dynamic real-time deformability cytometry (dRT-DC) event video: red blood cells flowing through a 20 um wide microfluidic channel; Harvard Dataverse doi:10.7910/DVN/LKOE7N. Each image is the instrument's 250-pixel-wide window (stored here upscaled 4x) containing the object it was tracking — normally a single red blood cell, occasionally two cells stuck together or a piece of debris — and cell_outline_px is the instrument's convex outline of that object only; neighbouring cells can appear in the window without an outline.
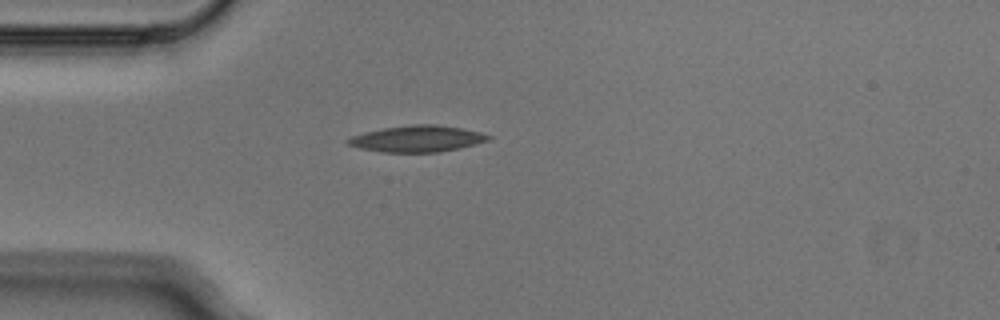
{"species": "Egyptian fruit bat (a non-hibernating species)", "species_latin": "Rousettus aegyptiacus", "temperature_condition": "cold", "stored_images_in_passage": 4, "camera_frame_rate_fps": 3000, "um_per_image_px": 0.085, "animal": {"sex": "male"}, "frame": {"image": 1, "passage_image": 4, "time_ms": 1.0, "image_size_px": [1000, 320], "cell_outline_px": [[492, 136], [488, 140], [476, 144], [440, 152], [380, 152], [360, 148], [348, 144], [344, 140], [352, 136], [364, 132], [384, 128], [412, 124], [436, 124], [460, 128], [480, 132]], "centroid_in_image_um": [35.44, 11.79], "position_along_channel_um": 49.6, "area_um2": 21.5}}